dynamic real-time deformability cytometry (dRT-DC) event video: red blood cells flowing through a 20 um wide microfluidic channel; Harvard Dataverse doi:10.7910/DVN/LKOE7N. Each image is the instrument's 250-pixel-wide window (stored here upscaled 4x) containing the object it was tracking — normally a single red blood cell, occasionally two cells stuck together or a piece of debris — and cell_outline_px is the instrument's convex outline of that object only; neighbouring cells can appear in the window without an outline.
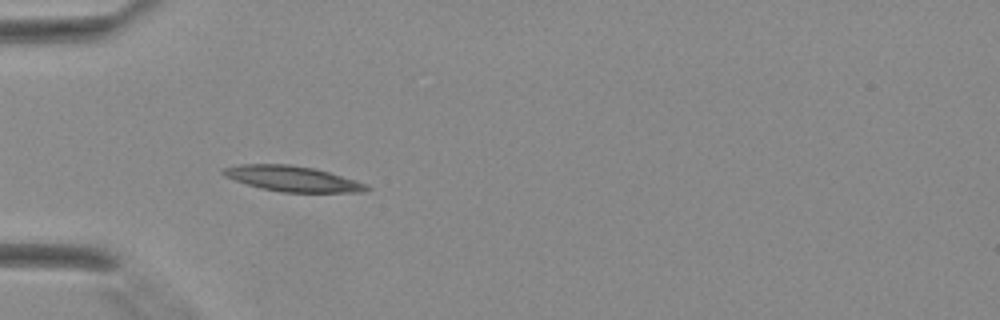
{"species": "Egyptian fruit bat (a non-hibernating species)", "species_latin": "Rousettus aegyptiacus", "temperature_condition": "warm", "stored_images_in_passage": 3, "camera_frame_rate_fps": 3000, "um_per_image_px": 0.085, "animal": {"sex": "female"}, "frame": {"image": 1, "passage_image": 3, "time_ms": 0.667, "image_size_px": [1000, 320], "cell_outline_px": [[372, 188], [364, 192], [280, 192], [260, 188], [224, 176], [220, 172], [224, 168], [240, 164], [288, 164], [316, 168], [356, 180], [368, 184]], "centroid_in_image_um": [24.9, 15.19], "position_along_channel_um": 60.1, "area_um2": 21.33}}